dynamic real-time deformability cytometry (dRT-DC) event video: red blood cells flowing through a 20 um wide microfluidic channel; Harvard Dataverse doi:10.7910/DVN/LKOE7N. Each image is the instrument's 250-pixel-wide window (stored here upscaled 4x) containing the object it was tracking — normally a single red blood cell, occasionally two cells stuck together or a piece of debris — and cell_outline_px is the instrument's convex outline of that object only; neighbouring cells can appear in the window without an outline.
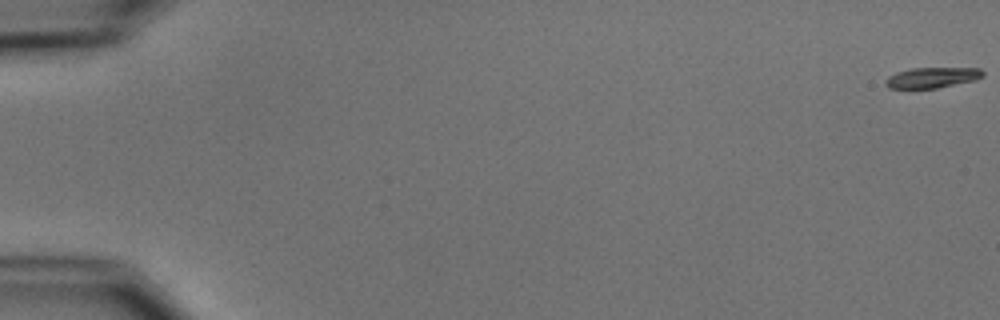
{"species": "common noctule bat (a hibernating species)", "species_latin": "Nyctalus noctula", "temperature_condition": "cold", "stored_images_in_passage": 9, "camera_frame_rate_fps": 3000, "um_per_image_px": 0.085, "animal": {"sex": "male", "body_mass_g": 15.6}, "frame": {"image": 1, "passage_image": 1, "time_ms": 0.0, "image_size_px": [1000, 320], "cell_outline_px": [[984, 76], [976, 80], [936, 88], [888, 88], [884, 84], [884, 80], [888, 76], [896, 72], [912, 68], [980, 68], [984, 72]], "centroid_in_image_um": [79.22, 6.59], "position_along_channel_um": 5.8, "area_um2": 11.73}}
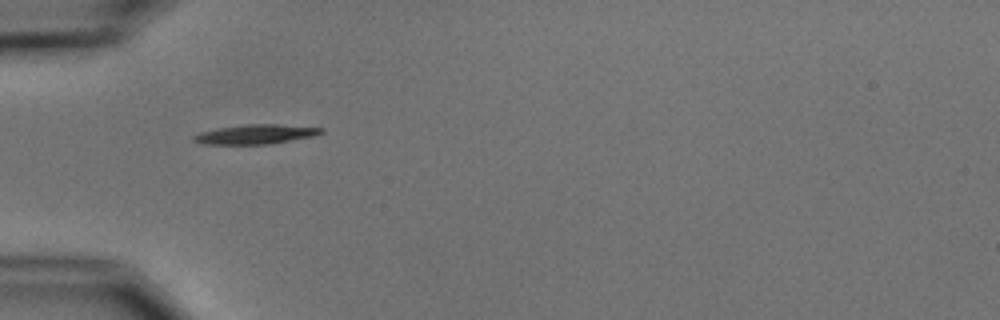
{"frame": {"image": 2, "passage_image": 6, "time_ms": 6.0, "image_size_px": [1000, 320], "cell_outline_px": [[324, 132], [312, 136], [268, 144], [200, 144], [192, 140], [192, 136], [200, 132], [220, 128], [248, 124], [276, 124], [324, 128]], "centroid_in_image_um": [21.69, 11.41], "position_along_channel_um": 63.3, "area_um2": 14.28}}
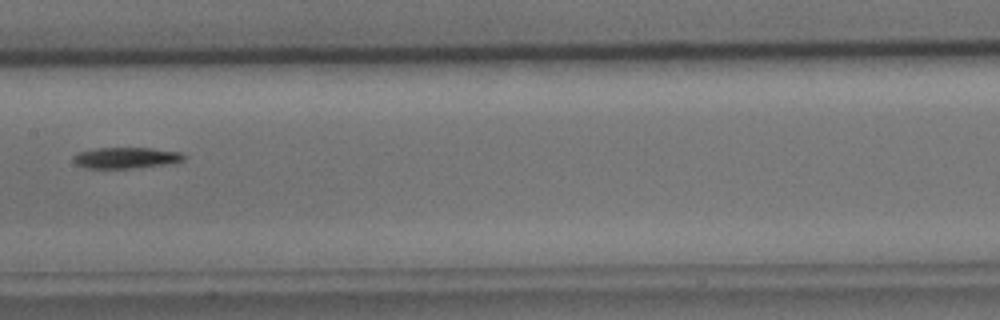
{"frame": {"image": 3, "passage_image": 9, "time_ms": 9.667, "image_size_px": [1000, 320], "cell_outline_px": [[188, 156], [184, 160], [164, 164], [132, 168], [84, 168], [76, 164], [72, 160], [72, 156], [76, 152], [96, 148], [152, 148], [180, 152]], "centroid_in_image_um": [10.66, 13.41], "position_along_channel_um": 196.7, "area_um2": 13.64}}